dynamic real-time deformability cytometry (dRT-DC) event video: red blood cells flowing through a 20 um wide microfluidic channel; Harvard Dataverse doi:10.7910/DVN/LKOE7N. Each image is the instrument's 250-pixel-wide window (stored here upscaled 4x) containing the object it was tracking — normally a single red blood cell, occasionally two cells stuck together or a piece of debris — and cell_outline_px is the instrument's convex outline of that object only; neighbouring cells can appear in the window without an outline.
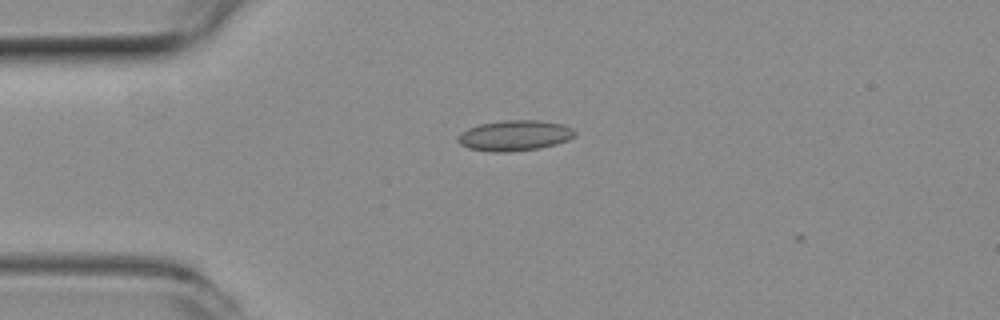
{"species": "common noctule bat (a hibernating species)", "species_latin": "Nyctalus noctula", "temperature_condition": "room temperature", "stored_images_in_passage": 10, "camera_frame_rate_fps": 3000, "um_per_image_px": 0.085, "animal": {"sex": "female", "body_mass_g": 19.3, "forearm_length_mm": 54.1}, "frame": {"image": 1, "passage_image": 3, "time_ms": 0.667, "image_size_px": [1000, 320], "cell_outline_px": [[576, 136], [568, 140], [556, 144], [540, 148], [512, 152], [492, 152], [468, 148], [460, 144], [456, 140], [456, 136], [460, 132], [468, 128], [480, 124], [504, 120], [540, 120], [564, 124], [572, 128], [576, 132]], "centroid_in_image_um": [43.74, 11.52], "position_along_channel_um": 41.3, "area_um2": 21.15}}
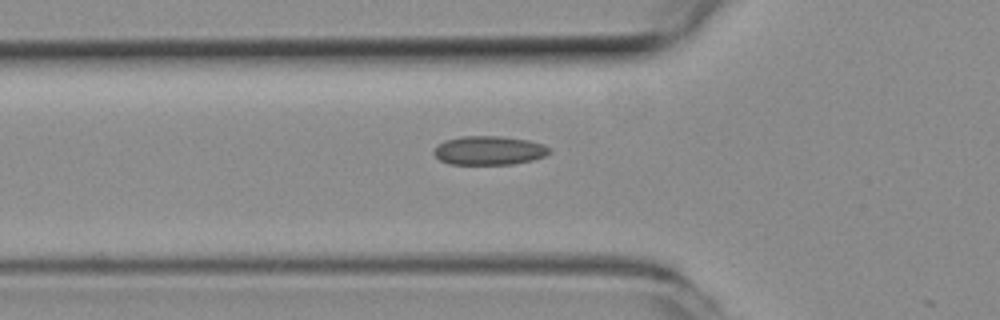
{"frame": {"image": 2, "passage_image": 8, "time_ms": 2.333, "image_size_px": [1000, 320], "cell_outline_px": [[552, 152], [544, 156], [532, 160], [512, 164], [448, 164], [440, 160], [432, 152], [444, 140], [464, 136], [500, 136], [528, 140], [544, 144]], "centroid_in_image_um": [41.58, 12.79], "position_along_channel_um": 84.2, "area_um2": 19.36}}